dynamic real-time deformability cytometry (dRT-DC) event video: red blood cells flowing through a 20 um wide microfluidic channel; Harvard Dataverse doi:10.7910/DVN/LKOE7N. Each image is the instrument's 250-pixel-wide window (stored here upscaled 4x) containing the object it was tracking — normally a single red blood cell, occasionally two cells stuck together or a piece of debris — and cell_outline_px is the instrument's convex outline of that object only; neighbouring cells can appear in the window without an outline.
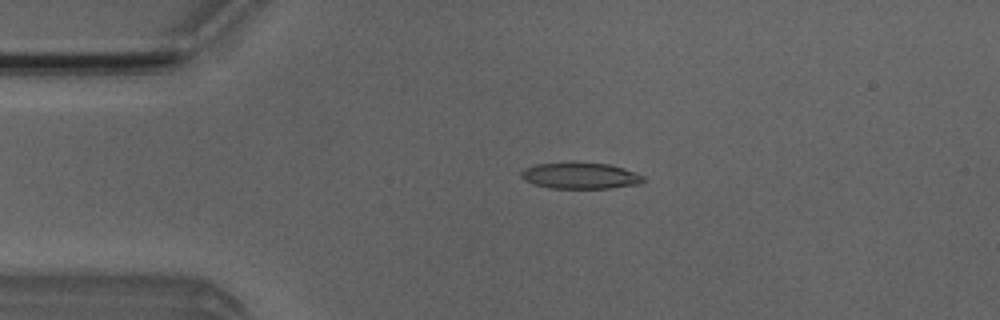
{"species": "Egyptian fruit bat (a non-hibernating species)", "species_latin": "Rousettus aegyptiacus", "temperature_condition": "room temperature", "stored_images_in_passage": 5, "camera_frame_rate_fps": 3000, "um_per_image_px": 0.085, "animal": {"sex": "male"}, "frame": {"image": 1, "passage_image": 3, "time_ms": 3.333, "image_size_px": [1000, 320], "cell_outline_px": [[644, 184], [612, 188], [552, 188], [536, 184], [524, 180], [520, 176], [520, 172], [524, 168], [536, 164], [608, 164], [624, 168], [644, 176]], "centroid_in_image_um": [49.38, 14.96], "position_along_channel_um": 35.6, "area_um2": 18.26}}